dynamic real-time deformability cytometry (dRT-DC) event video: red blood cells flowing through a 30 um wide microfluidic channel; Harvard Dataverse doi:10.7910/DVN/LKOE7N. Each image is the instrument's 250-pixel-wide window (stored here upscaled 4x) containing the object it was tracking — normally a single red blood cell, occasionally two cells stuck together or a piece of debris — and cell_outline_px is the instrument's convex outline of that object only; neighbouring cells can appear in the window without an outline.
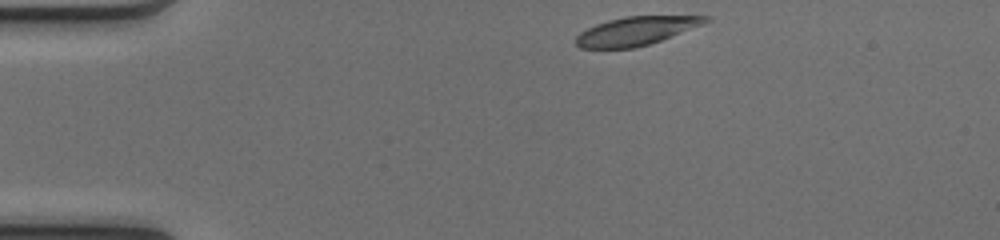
{"species": "common noctule bat (a hibernating species)", "species_latin": "Nyctalus noctula", "temperature_condition": "cold", "stored_images_in_passage": 42, "camera_frame_rate_fps": 3000, "um_per_image_px": 0.085, "animal": {"sex": "female", "body_mass_g": 17.0, "forearm_length_mm": 48.0}, "frame": {"image": 1, "passage_image": 1, "time_ms": 0.0, "image_size_px": [1000, 240], "cell_outline_px": [[712, 20], [704, 24], [660, 40], [648, 44], [632, 48], [580, 48], [576, 44], [576, 36], [580, 32], [596, 24], [608, 20], [624, 16], [712, 16]], "centroid_in_image_um": [54.08, 2.62], "position_along_channel_um": 30.9, "area_um2": 21.39}}
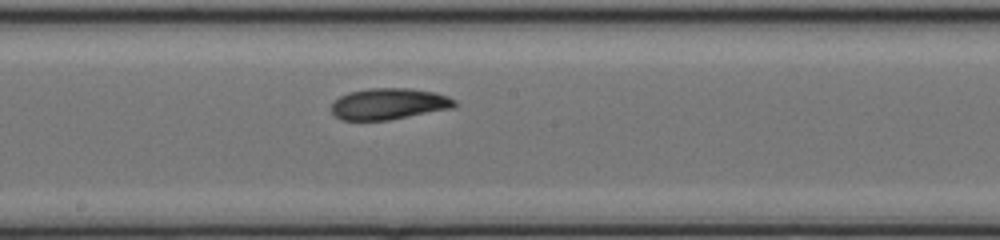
{"frame": {"image": 2, "passage_image": 19, "time_ms": 6.0, "image_size_px": [1000, 240], "cell_outline_px": [[460, 104], [452, 108], [388, 120], [340, 120], [332, 112], [332, 104], [340, 96], [348, 92], [368, 88], [408, 88], [436, 92], [448, 96], [456, 100]], "centroid_in_image_um": [33.08, 8.82], "position_along_channel_um": 215.1, "area_um2": 22.54}}
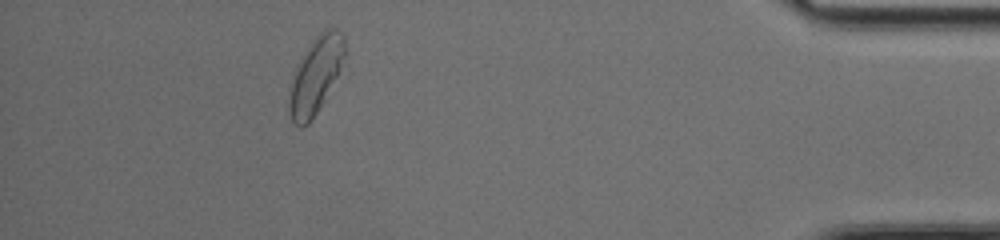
{"frame": {"image": 3, "passage_image": 37, "time_ms": 12.0, "image_size_px": [1000, 240], "cell_outline_px": [[344, 56], [340, 68], [324, 100], [312, 120], [308, 124], [300, 128], [292, 120], [288, 112], [288, 92], [292, 76], [296, 64], [300, 56], [312, 40], [324, 28], [332, 24], [344, 36]], "centroid_in_image_um": [26.78, 6.37], "position_along_channel_um": 408.4, "area_um2": 24.97}, "authors_computed_cell_mechanics": {"area_um2": 23.0333, "velocity_mm_per_s": 4.0964, "shape_relaxation_time_tau1_ms": 3.4712, "shape_relaxation_time_tau2_ms": 6.1959, "deformation_change_tau1": 0.1284, "deformation_change_tau2": 0.1214}}